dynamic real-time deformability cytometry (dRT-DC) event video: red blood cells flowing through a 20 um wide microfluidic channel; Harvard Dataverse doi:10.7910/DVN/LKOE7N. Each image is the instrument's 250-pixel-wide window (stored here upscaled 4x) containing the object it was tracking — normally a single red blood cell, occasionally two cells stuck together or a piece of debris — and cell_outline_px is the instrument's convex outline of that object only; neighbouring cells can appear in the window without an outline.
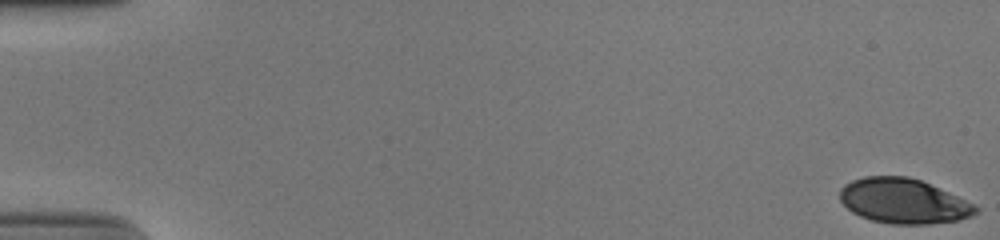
{"species": "human", "species_latin": "Homo sapiens", "temperature_condition": "cold", "stored_images_in_passage": 54, "camera_frame_rate_fps": 3000, "um_per_image_px": 0.085, "donor": {"sex": "male"}, "frame": {"image": 1, "passage_image": 1, "time_ms": 0.0, "image_size_px": [1000, 240], "cell_outline_px": [[980, 208], [972, 216], [956, 220], [928, 224], [892, 224], [872, 220], [860, 216], [852, 212], [840, 200], [840, 188], [844, 184], [852, 180], [864, 176], [908, 176], [920, 180], [956, 196]], "centroid_in_image_um": [76.75, 17.09], "position_along_channel_um": 8.3, "area_um2": 35.2}}
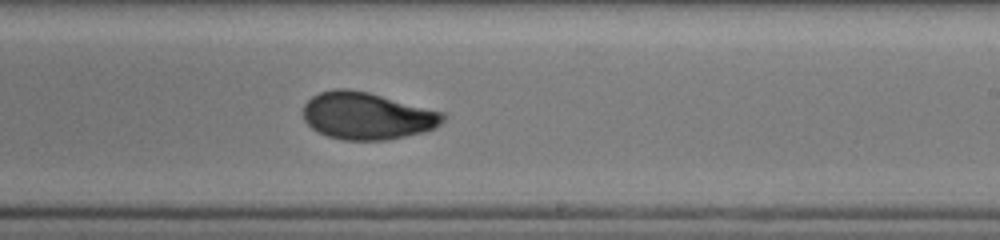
{"frame": {"image": 2, "passage_image": 34, "time_ms": 11.0, "image_size_px": [1000, 240], "cell_outline_px": [[448, 116], [436, 128], [424, 132], [384, 140], [344, 140], [328, 136], [312, 128], [304, 120], [304, 104], [312, 96], [320, 92], [332, 88], [348, 88], [368, 92], [444, 112]], "centroid_in_image_um": [31.22, 9.84], "position_along_channel_um": 257.8, "area_um2": 38.49}}
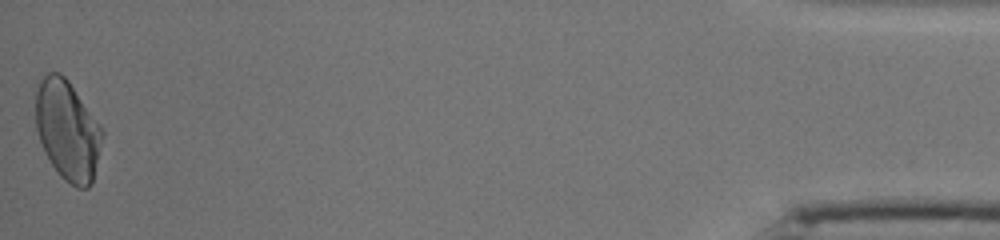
{"frame": {"image": 3, "passage_image": 54, "time_ms": 17.667, "image_size_px": [1000, 240], "cell_outline_px": [[104, 136], [92, 184], [88, 188], [76, 188], [64, 180], [60, 176], [52, 164], [40, 140], [36, 128], [32, 88], [48, 72], [60, 72], [68, 80], [100, 124], [104, 132]], "centroid_in_image_um": [5.71, 11.03], "position_along_channel_um": 429.5, "area_um2": 39.48}, "authors_computed_cell_mechanics": {"area_um2": 37.5989, "velocity_mm_per_s": 3.8738, "shape_relaxation_time_tau1_ms": 4.7364, "shape_relaxation_time_tau2_ms": 1.7519, "deformation_change_tau1": 0.1793, "deformation_change_tau2": 0.0553}}